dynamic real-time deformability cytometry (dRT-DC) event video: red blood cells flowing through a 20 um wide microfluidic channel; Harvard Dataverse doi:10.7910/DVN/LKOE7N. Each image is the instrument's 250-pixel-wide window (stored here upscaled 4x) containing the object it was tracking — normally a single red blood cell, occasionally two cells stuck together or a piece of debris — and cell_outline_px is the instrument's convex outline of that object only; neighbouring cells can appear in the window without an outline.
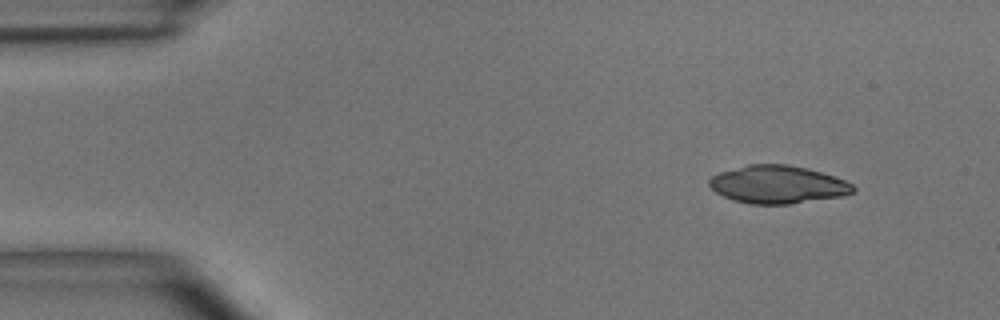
{"species": "common noctule bat (a hibernating species)", "species_latin": "Nyctalus noctula", "temperature_condition": "room temperature", "stored_images_in_passage": 47, "camera_frame_rate_fps": 3000, "um_per_image_px": 0.085, "animal": {"sex": "male", "body_mass_g": 15.6}, "frame": {"image": 1, "passage_image": 4, "time_ms": 1.0, "image_size_px": [1000, 320], "cell_outline_px": [[856, 188], [852, 192], [840, 196], [788, 204], [748, 204], [732, 200], [716, 192], [708, 184], [708, 180], [712, 176], [720, 172], [748, 164], [788, 164], [808, 168], [844, 180], [852, 184]], "centroid_in_image_um": [66.07, 15.68], "position_along_channel_um": 18.9, "area_um2": 31.56}}